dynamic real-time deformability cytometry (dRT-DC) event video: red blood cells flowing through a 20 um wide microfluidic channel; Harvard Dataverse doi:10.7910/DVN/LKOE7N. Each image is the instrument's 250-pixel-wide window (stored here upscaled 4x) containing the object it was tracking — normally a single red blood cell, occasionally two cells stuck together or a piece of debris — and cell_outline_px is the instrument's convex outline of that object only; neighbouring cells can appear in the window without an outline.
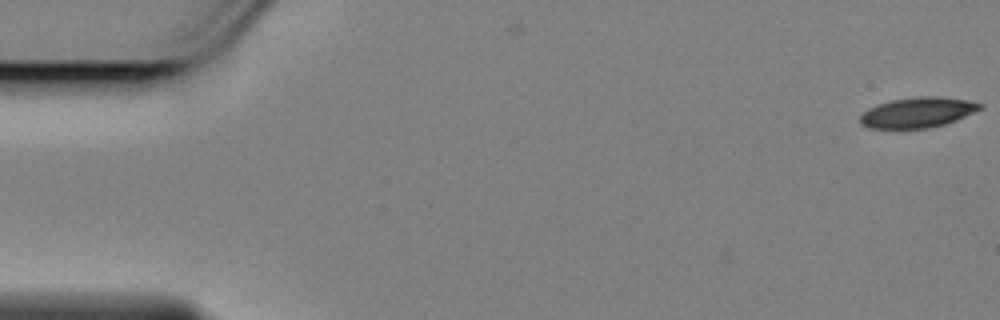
{"species": "Egyptian fruit bat (a non-hibernating species)", "species_latin": "Rousettus aegyptiacus", "temperature_condition": "cold", "stored_images_in_passage": 11, "camera_frame_rate_fps": 3000, "um_per_image_px": 0.085, "animal": {"sex": "female"}, "frame": {"image": 1, "passage_image": 1, "time_ms": 0.0, "image_size_px": [1000, 320], "cell_outline_px": [[984, 108], [956, 120], [944, 124], [928, 128], [868, 128], [860, 124], [860, 116], [868, 108], [876, 104], [892, 100], [916, 96], [940, 96], [968, 100], [984, 104]], "centroid_in_image_um": [78.02, 9.55], "position_along_channel_um": 7.0, "area_um2": 21.33}}